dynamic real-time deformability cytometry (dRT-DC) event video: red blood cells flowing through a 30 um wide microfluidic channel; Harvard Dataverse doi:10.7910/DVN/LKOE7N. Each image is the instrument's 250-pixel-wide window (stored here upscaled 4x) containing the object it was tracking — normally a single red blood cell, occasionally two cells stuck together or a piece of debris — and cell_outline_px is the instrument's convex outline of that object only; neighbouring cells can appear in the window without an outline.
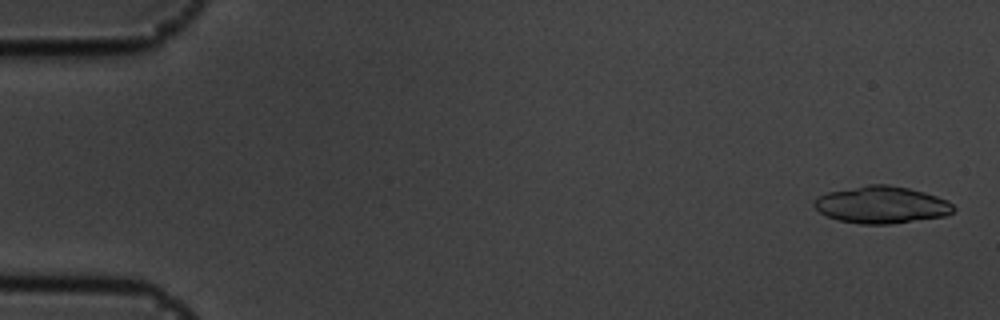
{"species": "common noctule bat (a hibernating species)", "species_latin": "Nyctalus noctula", "temperature_condition": "cold", "stored_images_in_passage": 20, "camera_frame_rate_fps": 3000, "um_per_image_px": 0.085, "animal": {"sex": "male", "body_mass_g": 19.5, "forearm_length_mm": 54.6}, "frame": {"image": 1, "passage_image": 1, "time_ms": 0.0, "image_size_px": [1000, 320], "cell_outline_px": [[956, 208], [952, 212], [944, 216], [888, 224], [860, 224], [840, 220], [828, 216], [820, 212], [812, 204], [816, 196], [828, 192], [868, 184], [888, 184], [908, 188], [924, 192], [948, 200]], "centroid_in_image_um": [74.92, 17.4], "position_along_channel_um": 10.1, "area_um2": 30.0}}